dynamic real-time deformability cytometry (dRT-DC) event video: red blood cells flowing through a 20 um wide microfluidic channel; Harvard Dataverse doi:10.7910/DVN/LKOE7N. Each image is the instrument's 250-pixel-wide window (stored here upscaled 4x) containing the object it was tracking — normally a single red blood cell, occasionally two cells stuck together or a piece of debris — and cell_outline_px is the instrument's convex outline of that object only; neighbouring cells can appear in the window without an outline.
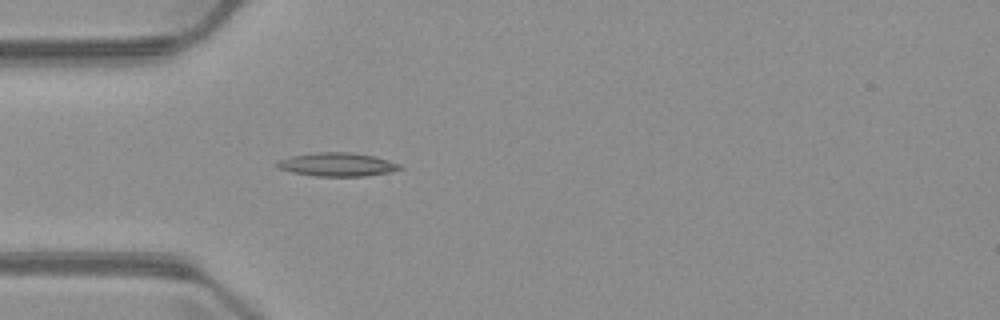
{"species": "common noctule bat (a hibernating species)", "species_latin": "Nyctalus noctula", "temperature_condition": "warm", "stored_images_in_passage": 3, "camera_frame_rate_fps": 3000, "um_per_image_px": 0.085, "animal": {"sex": "male", "body_mass_g": 23.1, "forearm_length_mm": 52.7}, "frame": {"image": 1, "passage_image": 3, "time_ms": 2.667, "image_size_px": [1000, 320], "cell_outline_px": [[404, 168], [388, 172], [364, 176], [316, 176], [292, 172], [280, 168], [276, 164], [280, 160], [292, 156], [316, 152], [352, 152], [372, 156], [400, 164]], "centroid_in_image_um": [28.68, 13.98], "position_along_channel_um": 56.3, "area_um2": 16.53}}